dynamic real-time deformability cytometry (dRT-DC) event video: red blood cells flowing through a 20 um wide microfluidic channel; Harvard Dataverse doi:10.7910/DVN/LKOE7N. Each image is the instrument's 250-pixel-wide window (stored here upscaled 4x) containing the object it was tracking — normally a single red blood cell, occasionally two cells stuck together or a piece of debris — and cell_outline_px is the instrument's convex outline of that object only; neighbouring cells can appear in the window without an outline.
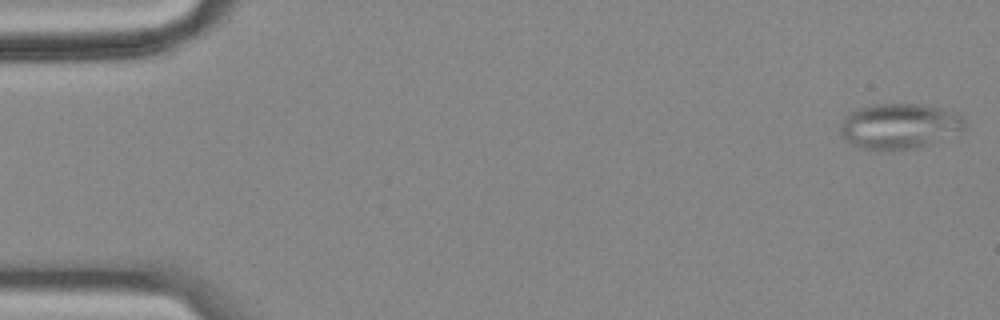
{"species": "common noctule bat (a hibernating species)", "species_latin": "Nyctalus noctula", "temperature_condition": "cold", "stored_images_in_passage": 57, "camera_frame_rate_fps": 3000, "um_per_image_px": 0.085, "animal": {"sex": "female", "body_mass_g": 18.4}, "frame": {"image": 1, "passage_image": 1, "time_ms": 0.0, "image_size_px": [1000, 320], "cell_outline_px": [[968, 124], [964, 128], [916, 148], [892, 152], [880, 152], [860, 148], [852, 144], [840, 136], [840, 124], [844, 116], [848, 112], [860, 108], [876, 104], [920, 104], [940, 108], [956, 112], [964, 116]], "centroid_in_image_um": [76.37, 10.73], "position_along_channel_um": 8.6, "area_um2": 33.23}}
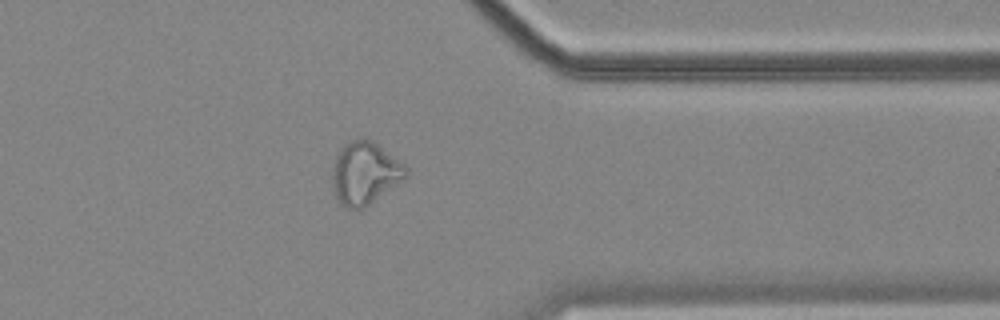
{"frame": {"image": 2, "passage_image": 45, "time_ms": 14.667, "image_size_px": [1000, 320], "cell_outline_px": [[408, 176], [364, 208], [344, 208], [340, 204], [336, 196], [332, 176], [336, 156], [340, 148], [344, 144], [352, 140], [368, 140], [376, 144], [404, 164], [408, 168]], "centroid_in_image_um": [31.02, 14.74], "position_along_channel_um": 380.4, "area_um2": 26.24}}
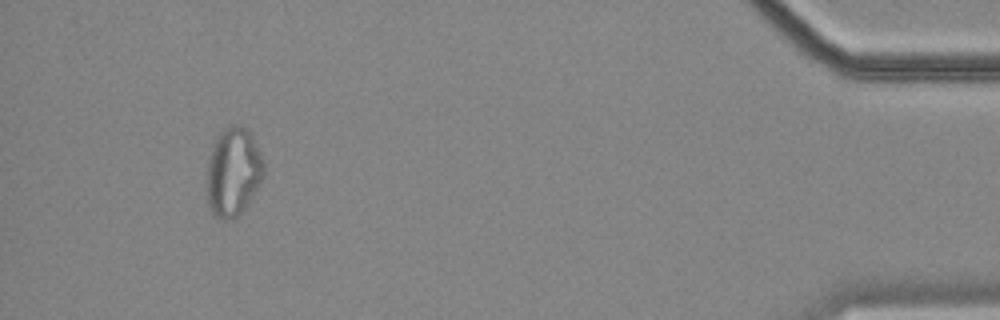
{"frame": {"image": 3, "passage_image": 53, "time_ms": 17.333, "image_size_px": [1000, 320], "cell_outline_px": [[264, 172], [252, 196], [244, 208], [232, 220], [224, 220], [216, 216], [212, 212], [208, 204], [208, 160], [212, 144], [216, 136], [224, 128], [232, 124], [236, 124], [248, 128], [264, 160]], "centroid_in_image_um": [19.82, 14.56], "position_along_channel_um": 415.4, "area_um2": 29.19}, "authors_computed_cell_mechanics": {"area_um2": 26.9348, "velocity_mm_per_s": 3.5013, "shape_relaxation_time_tau1_ms": null, "shape_relaxation_time_tau2_ms": 2.7178, "deformation_change_tau1": null, "deformation_change_tau2": 0.1086}}